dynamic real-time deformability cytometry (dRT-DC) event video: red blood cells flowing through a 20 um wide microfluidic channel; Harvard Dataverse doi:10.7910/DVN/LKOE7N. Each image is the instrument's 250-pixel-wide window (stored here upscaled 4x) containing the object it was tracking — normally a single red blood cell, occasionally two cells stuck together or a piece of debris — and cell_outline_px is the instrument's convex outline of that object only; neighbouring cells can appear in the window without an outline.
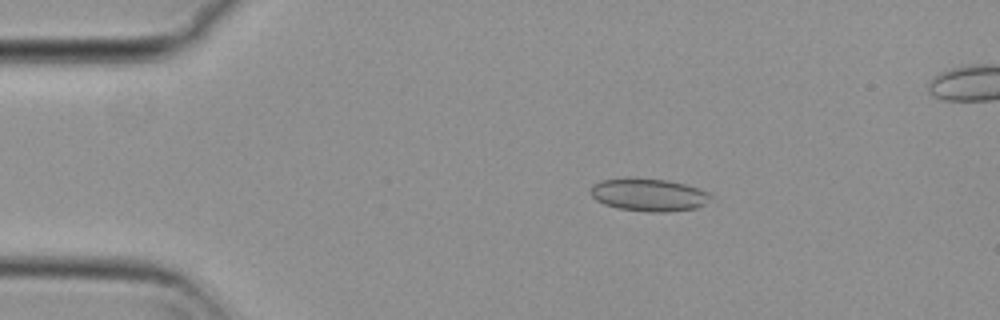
{"species": "common noctule bat (a hibernating species)", "species_latin": "Nyctalus noctula", "temperature_condition": "cold", "stored_images_in_passage": 23, "camera_frame_rate_fps": 3000, "um_per_image_px": 0.085, "animal": {"sex": "female", "body_mass_g": 29.2, "forearm_length_mm": 56.3}, "frame": {"image": 1, "passage_image": 10, "time_ms": 3.0, "image_size_px": [1000, 320], "cell_outline_px": [[716, 200], [696, 208], [668, 212], [648, 212], [616, 208], [604, 204], [596, 200], [588, 192], [592, 184], [600, 180], [628, 176], [668, 180], [684, 184], [708, 192]], "centroid_in_image_um": [55.12, 16.54], "position_along_channel_um": 29.9, "area_um2": 23.64}}
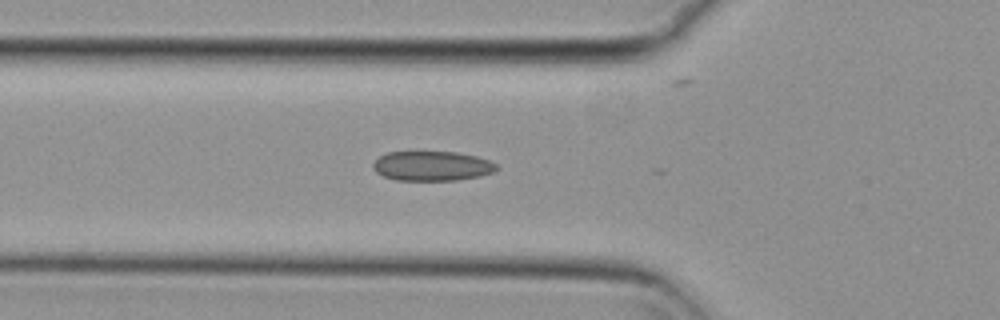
{"frame": {"image": 2, "passage_image": 19, "time_ms": 6.0, "image_size_px": [1000, 320], "cell_outline_px": [[500, 168], [496, 172], [480, 176], [456, 180], [396, 180], [384, 176], [376, 172], [372, 168], [372, 164], [380, 156], [388, 152], [456, 152], [476, 156], [488, 160], [496, 164]], "centroid_in_image_um": [36.75, 14.11], "position_along_channel_um": 89.1, "area_um2": 21.39}}
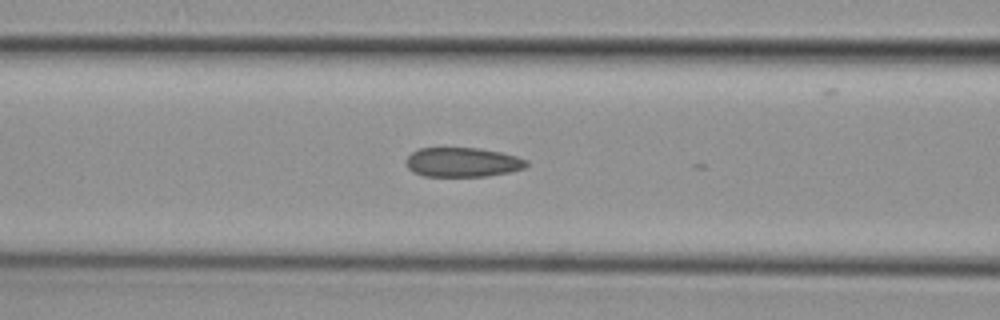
{"frame": {"image": 3, "passage_image": 22, "time_ms": 7.0, "image_size_px": [1000, 320], "cell_outline_px": [[528, 164], [524, 168], [508, 172], [484, 176], [424, 176], [412, 172], [408, 168], [408, 156], [412, 152], [420, 148], [480, 148], [500, 152], [516, 156], [528, 160]], "centroid_in_image_um": [39.33, 13.79], "position_along_channel_um": 127.3, "area_um2": 20.46}}